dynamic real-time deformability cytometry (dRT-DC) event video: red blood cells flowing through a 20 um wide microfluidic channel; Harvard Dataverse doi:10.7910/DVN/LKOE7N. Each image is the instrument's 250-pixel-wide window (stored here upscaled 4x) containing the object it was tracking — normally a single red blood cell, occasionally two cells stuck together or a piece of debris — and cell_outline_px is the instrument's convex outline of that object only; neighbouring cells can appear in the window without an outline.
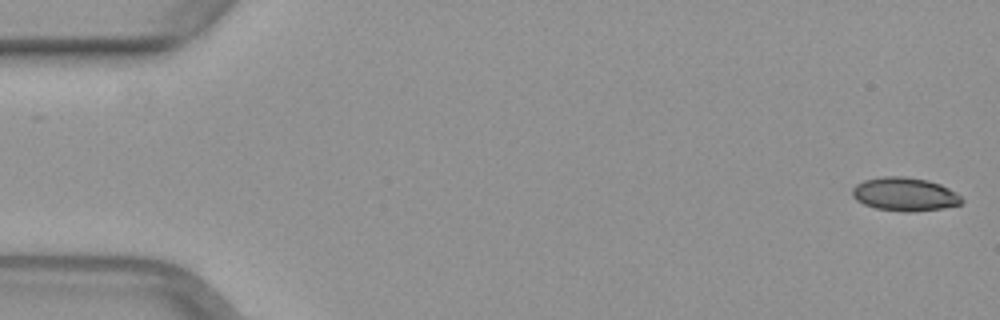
{"species": "common noctule bat (a hibernating species)", "species_latin": "Nyctalus noctula", "temperature_condition": "warm", "stored_images_in_passage": 50, "camera_frame_rate_fps": 3000, "um_per_image_px": 0.085, "animal": {"sex": "female", "body_mass_g": 29.2, "forearm_length_mm": 56.3}, "frame": {"image": 1, "passage_image": 1, "time_ms": 0.0, "image_size_px": [1000, 320], "cell_outline_px": [[964, 200], [960, 204], [944, 208], [912, 212], [904, 212], [876, 208], [864, 204], [856, 200], [852, 196], [852, 188], [856, 184], [864, 180], [884, 176], [904, 176], [928, 180], [940, 184], [956, 192]], "centroid_in_image_um": [76.9, 16.51], "position_along_channel_um": 8.1, "area_um2": 21.44}}
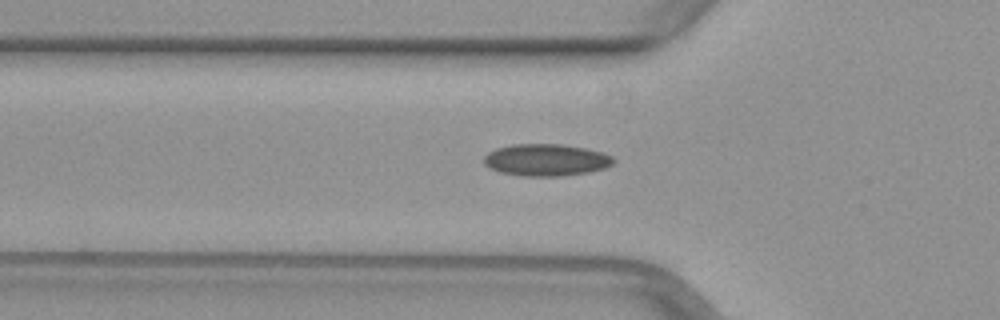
{"frame": {"image": 2, "passage_image": 17, "time_ms": 5.333, "image_size_px": [1000, 320], "cell_outline_px": [[616, 160], [612, 164], [604, 168], [588, 172], [560, 176], [524, 176], [500, 172], [484, 164], [484, 156], [488, 152], [496, 148], [512, 144], [564, 144], [604, 152], [612, 156]], "centroid_in_image_um": [46.43, 13.58], "position_along_channel_um": 79.4, "area_um2": 24.16}}
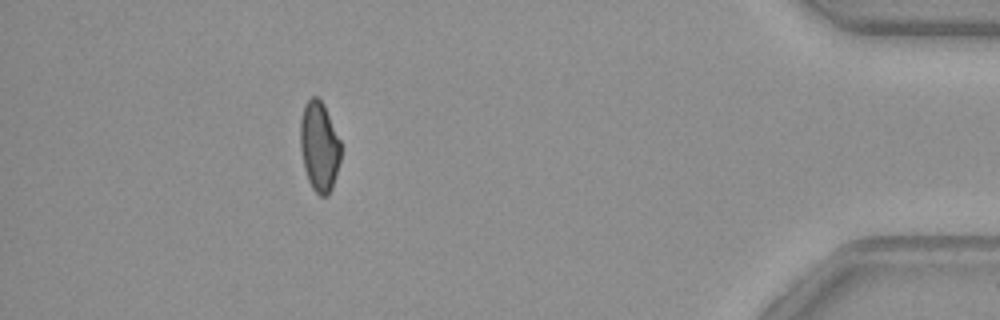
{"frame": {"image": 3, "passage_image": 45, "time_ms": 14.667, "image_size_px": [1000, 320], "cell_outline_px": [[340, 160], [332, 188], [328, 196], [320, 196], [312, 188], [308, 180], [304, 168], [300, 148], [300, 120], [304, 104], [312, 96], [316, 96], [324, 104], [340, 140]], "centroid_in_image_um": [27.12, 12.44], "position_along_channel_um": 408.1, "area_um2": 21.27}}